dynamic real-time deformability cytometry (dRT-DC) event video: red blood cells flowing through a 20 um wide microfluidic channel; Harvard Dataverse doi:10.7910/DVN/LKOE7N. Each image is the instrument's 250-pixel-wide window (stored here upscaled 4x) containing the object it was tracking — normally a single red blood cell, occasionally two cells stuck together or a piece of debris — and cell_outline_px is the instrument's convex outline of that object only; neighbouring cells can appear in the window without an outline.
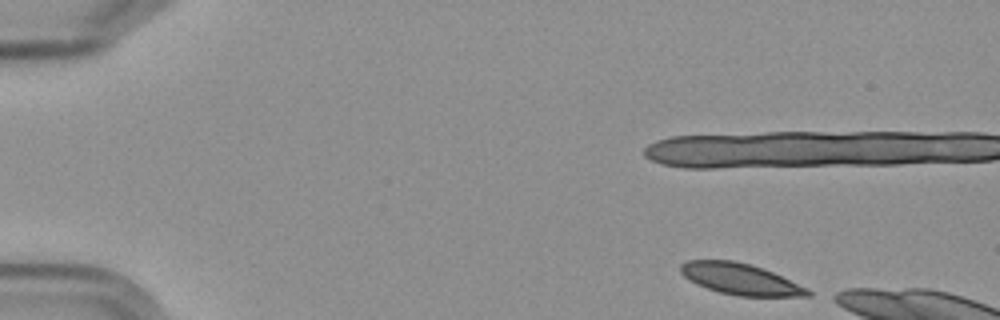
{"species": "Egyptian fruit bat (a non-hibernating species)", "species_latin": "Rousettus aegyptiacus", "temperature_condition": "cold", "stored_images_in_passage": 4, "camera_frame_rate_fps": 3000, "um_per_image_px": 0.085, "frame": {"image": 1, "passage_image": 1, "time_ms": 0.0, "image_size_px": [1000, 320], "cell_outline_px": [[812, 296], [736, 296], [720, 292], [696, 284], [684, 276], [680, 272], [680, 264], [688, 260], [732, 260], [752, 264], [764, 268], [808, 288], [812, 292]], "centroid_in_image_um": [62.94, 23.71], "position_along_channel_um": 22.1, "area_um2": 23.18}}